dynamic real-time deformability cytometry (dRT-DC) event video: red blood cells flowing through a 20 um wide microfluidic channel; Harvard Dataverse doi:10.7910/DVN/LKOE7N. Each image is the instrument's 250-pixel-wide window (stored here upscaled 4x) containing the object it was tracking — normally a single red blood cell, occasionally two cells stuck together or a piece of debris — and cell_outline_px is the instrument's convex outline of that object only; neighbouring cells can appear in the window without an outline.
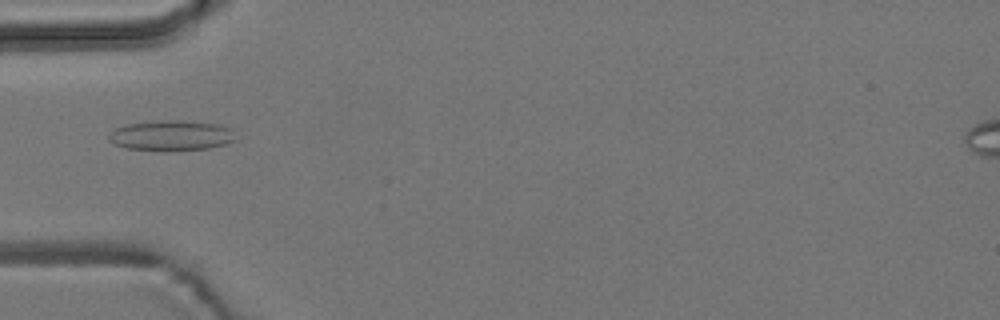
{"species": "common noctule bat (a hibernating species)", "species_latin": "Nyctalus noctula", "temperature_condition": "room temperature", "stored_images_in_passage": 7, "camera_frame_rate_fps": 3000, "um_per_image_px": 0.085, "animal": {"sex": "male", "body_mass_g": 19.2, "forearm_length_mm": 51.8}, "frame": {"image": 1, "passage_image": 4, "time_ms": 4.667, "image_size_px": [1000, 320], "cell_outline_px": [[236, 140], [224, 144], [208, 148], [168, 152], [164, 152], [128, 148], [112, 144], [108, 140], [108, 136], [116, 128], [128, 124], [156, 120], [180, 120], [220, 124], [232, 128]], "centroid_in_image_um": [14.56, 11.53], "position_along_channel_um": 70.4, "area_um2": 22.83}}
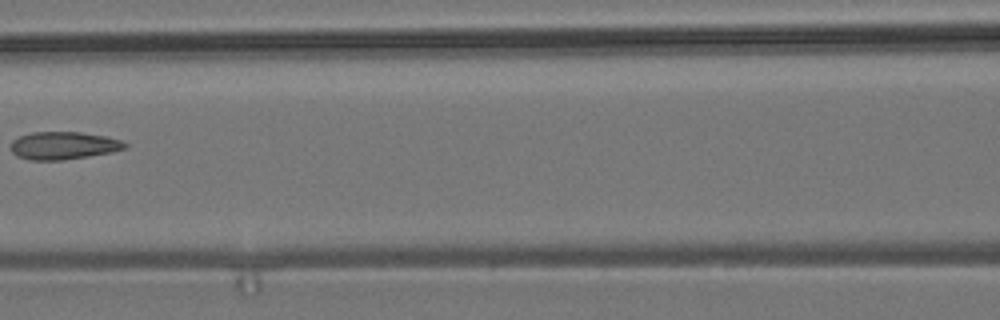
{"frame": {"image": 2, "passage_image": 6, "time_ms": 7.0, "image_size_px": [1000, 320], "cell_outline_px": [[128, 144], [124, 148], [112, 152], [88, 156], [60, 160], [28, 160], [16, 156], [12, 152], [12, 140], [20, 136], [32, 132], [80, 132], [104, 136], [120, 140]], "centroid_in_image_um": [5.37, 12.37], "position_along_channel_um": 161.2, "area_um2": 18.26}}
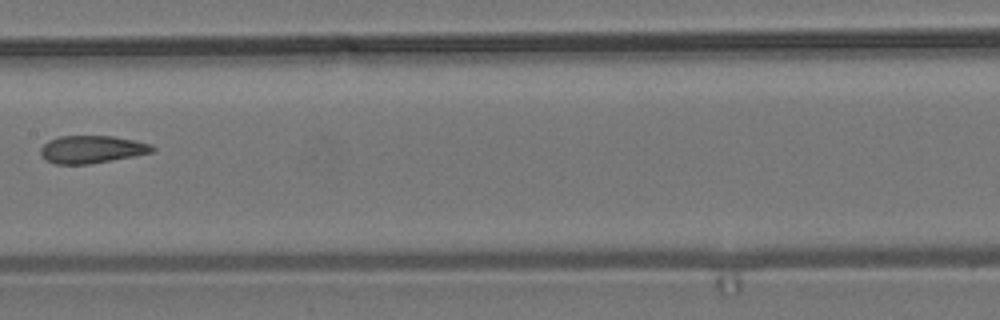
{"frame": {"image": 3, "passage_image": 7, "time_ms": 8.0, "image_size_px": [1000, 320], "cell_outline_px": [[156, 148], [152, 152], [132, 156], [88, 164], [56, 164], [44, 160], [40, 152], [40, 148], [48, 140], [60, 136], [112, 136], [136, 140], [152, 144]], "centroid_in_image_um": [7.78, 12.69], "position_along_channel_um": 199.6, "area_um2": 17.98}}